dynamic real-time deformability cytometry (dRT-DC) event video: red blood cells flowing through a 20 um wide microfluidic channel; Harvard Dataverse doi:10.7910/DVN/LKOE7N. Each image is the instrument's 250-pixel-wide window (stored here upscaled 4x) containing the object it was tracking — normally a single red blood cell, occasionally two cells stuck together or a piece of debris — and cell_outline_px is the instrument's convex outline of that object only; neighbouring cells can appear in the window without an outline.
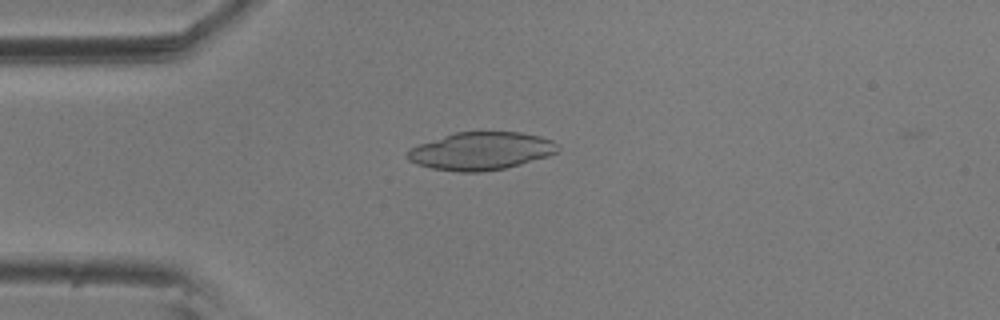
{"species": "common noctule bat (a hibernating species)", "species_latin": "Nyctalus noctula", "temperature_condition": "room temperature", "stored_images_in_passage": 55, "camera_frame_rate_fps": 3000, "um_per_image_px": 0.085, "animal": {"sex": "male", "body_mass_g": 20.5, "forearm_length_mm": 52.5}, "frame": {"image": 1, "passage_image": 14, "time_ms": 4.333, "image_size_px": [1000, 320], "cell_outline_px": [[560, 148], [556, 152], [548, 156], [520, 164], [504, 168], [480, 172], [460, 172], [432, 168], [416, 164], [408, 160], [408, 152], [412, 148], [420, 144], [456, 132], [520, 132], [540, 136], [552, 140]], "centroid_in_image_um": [40.91, 12.84], "position_along_channel_um": 44.1, "area_um2": 32.71}}
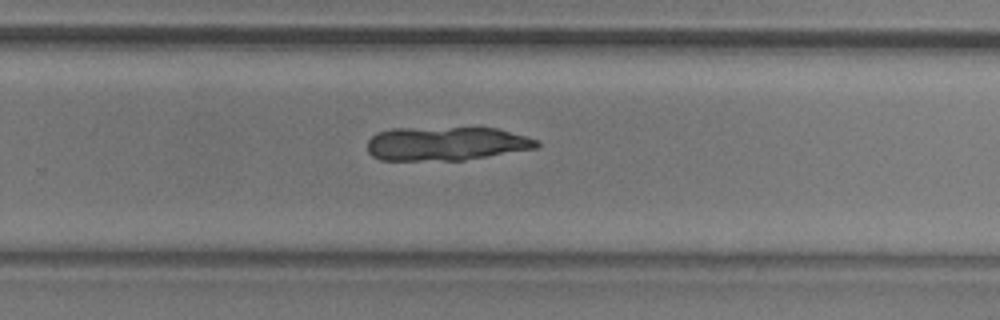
{"frame": {"image": 2, "passage_image": 36, "time_ms": 11.667, "image_size_px": [1000, 320], "cell_outline_px": [[540, 144], [536, 148], [464, 160], [380, 160], [372, 156], [368, 152], [368, 140], [376, 132], [392, 128], [496, 128], [528, 136], [536, 140]], "centroid_in_image_um": [37.89, 12.2], "position_along_channel_um": 291.9, "area_um2": 33.35}}
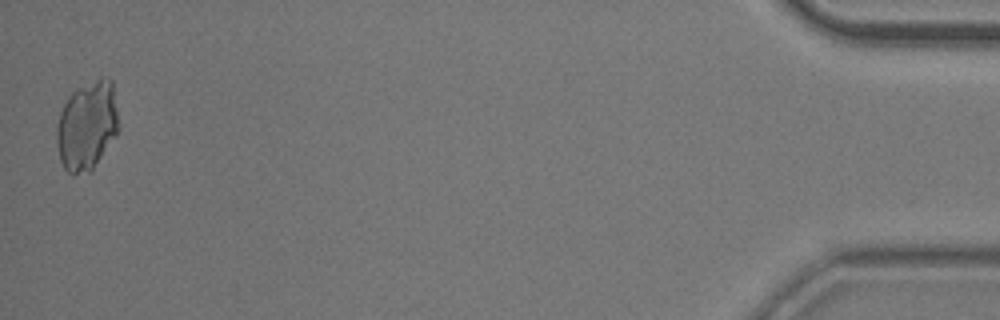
{"frame": {"image": 3, "passage_image": 55, "time_ms": 18.0, "image_size_px": [1000, 320], "cell_outline_px": [[120, 128], [92, 172], [72, 176], [64, 168], [60, 160], [56, 140], [56, 128], [60, 112], [68, 96], [76, 88], [104, 76], [108, 76], [112, 80]], "centroid_in_image_um": [7.4, 10.7], "position_along_channel_um": 427.8, "area_um2": 32.66}}